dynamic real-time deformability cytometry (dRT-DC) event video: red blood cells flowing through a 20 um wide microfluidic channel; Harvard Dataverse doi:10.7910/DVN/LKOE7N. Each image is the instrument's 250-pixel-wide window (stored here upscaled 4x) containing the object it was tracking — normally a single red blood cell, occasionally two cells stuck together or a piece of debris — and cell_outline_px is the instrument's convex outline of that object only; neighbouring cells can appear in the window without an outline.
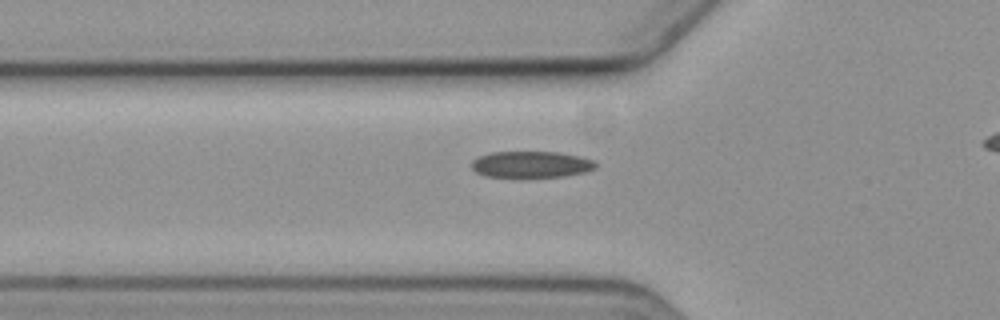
{"species": "common noctule bat (a hibernating species)", "species_latin": "Nyctalus noctula", "temperature_condition": "cold", "stored_images_in_passage": 7, "camera_frame_rate_fps": 3000, "um_per_image_px": 0.085, "animal": {"sex": "female", "body_mass_g": 19.3, "forearm_length_mm": 54.1}, "frame": {"image": 1, "passage_image": 7, "time_ms": 7.0, "image_size_px": [1000, 320], "cell_outline_px": [[596, 168], [584, 172], [564, 176], [484, 176], [476, 172], [472, 168], [472, 160], [476, 156], [492, 152], [560, 152], [580, 156], [596, 160]], "centroid_in_image_um": [45.16, 13.95], "position_along_channel_um": 80.6, "area_um2": 19.02}}